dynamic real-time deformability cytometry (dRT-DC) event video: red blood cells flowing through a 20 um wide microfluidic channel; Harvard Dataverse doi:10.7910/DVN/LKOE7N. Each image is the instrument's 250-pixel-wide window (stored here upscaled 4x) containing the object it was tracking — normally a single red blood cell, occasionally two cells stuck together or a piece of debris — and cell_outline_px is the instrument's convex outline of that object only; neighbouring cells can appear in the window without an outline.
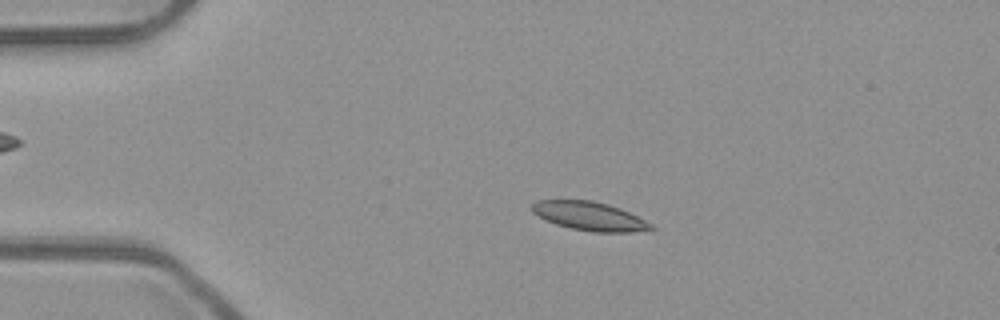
{"species": "common noctule bat (a hibernating species)", "species_latin": "Nyctalus noctula", "temperature_condition": "room temperature", "stored_images_in_passage": 53, "camera_frame_rate_fps": 3000, "um_per_image_px": 0.085, "animal": {"sex": "male", "body_mass_g": 23.1, "forearm_length_mm": 52.7}, "frame": {"image": 1, "passage_image": 12, "time_ms": 3.667, "image_size_px": [1000, 320], "cell_outline_px": [[656, 228], [652, 232], [592, 232], [572, 228], [556, 224], [544, 220], [532, 212], [528, 208], [536, 200], [592, 200], [608, 204], [620, 208], [652, 224]], "centroid_in_image_um": [50.12, 18.38], "position_along_channel_um": 34.9, "area_um2": 20.23}}
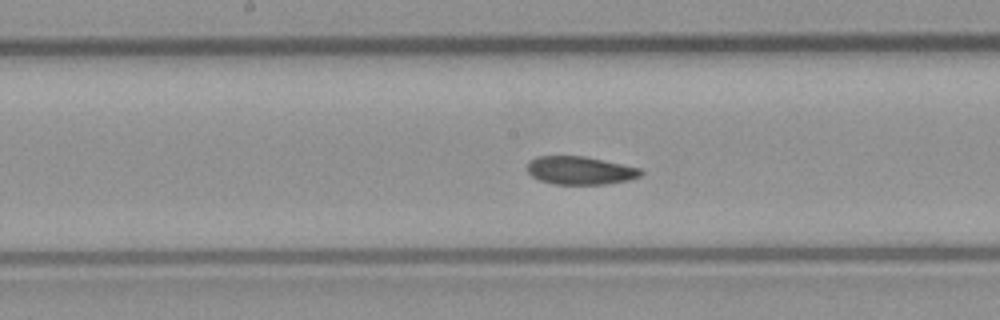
{"frame": {"image": 2, "passage_image": 28, "time_ms": 9.0, "image_size_px": [1000, 320], "cell_outline_px": [[644, 172], [640, 176], [628, 180], [604, 184], [556, 184], [540, 180], [532, 176], [528, 172], [528, 160], [536, 156], [584, 156], [640, 168]], "centroid_in_image_um": [49.29, 14.48], "position_along_channel_um": 198.9, "area_um2": 18.5}}
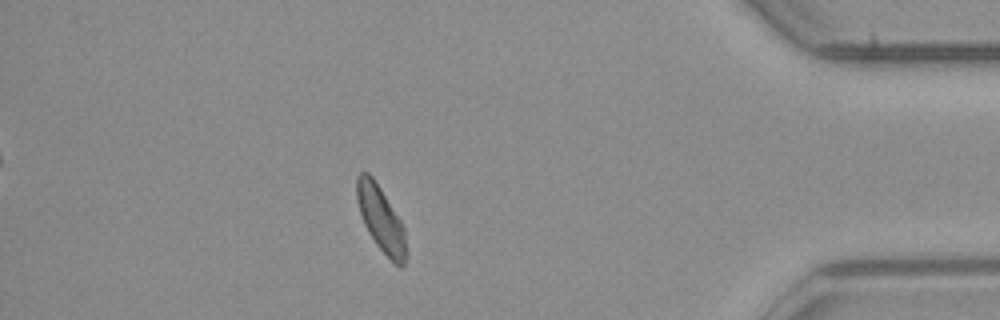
{"frame": {"image": 3, "passage_image": 47, "time_ms": 15.333, "image_size_px": [1000, 320], "cell_outline_px": [[408, 256], [404, 264], [400, 268], [376, 244], [368, 232], [364, 224], [356, 200], [356, 176], [360, 172], [368, 172], [372, 176], [380, 188], [400, 220], [404, 228]], "centroid_in_image_um": [32.37, 18.62], "position_along_channel_um": 402.8, "area_um2": 18.73}, "authors_computed_cell_mechanics": {"area_um2": 19.3052, "velocity_mm_per_s": 3.9134, "shape_relaxation_time_tau1_ms": 2.8423, "shape_relaxation_time_tau2_ms": 2.038, "deformation_change_tau1": 0.1119, "deformation_change_tau2": 0.0712}}